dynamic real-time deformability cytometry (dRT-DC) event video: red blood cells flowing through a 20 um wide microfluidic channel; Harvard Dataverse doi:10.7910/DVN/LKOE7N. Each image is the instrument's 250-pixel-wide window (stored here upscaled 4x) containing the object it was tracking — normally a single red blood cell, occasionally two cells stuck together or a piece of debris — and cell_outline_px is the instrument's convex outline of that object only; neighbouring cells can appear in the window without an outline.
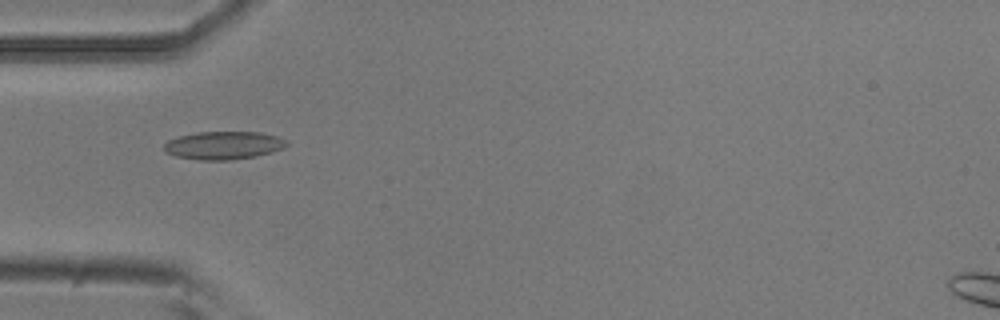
{"species": "common noctule bat (a hibernating species)", "species_latin": "Nyctalus noctula", "temperature_condition": "room temperature", "stored_images_in_passage": 44, "camera_frame_rate_fps": 3000, "um_per_image_px": 0.085, "animal": {"sex": "male", "body_mass_g": 20.5, "forearm_length_mm": 52.5}, "frame": {"image": 1, "passage_image": 7, "time_ms": 2.0, "image_size_px": [1000, 320], "cell_outline_px": [[288, 144], [284, 148], [256, 156], [228, 160], [200, 160], [176, 156], [164, 152], [164, 144], [168, 140], [180, 136], [196, 132], [260, 132], [276, 136], [288, 140]], "centroid_in_image_um": [19.0, 12.35], "position_along_channel_um": 66.0, "area_um2": 20.0}}
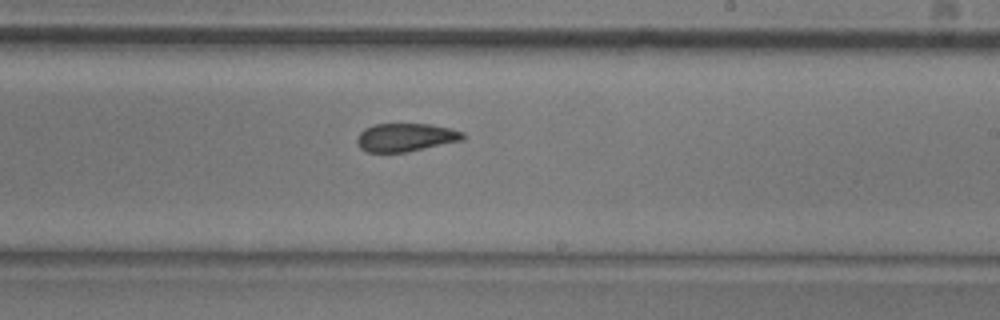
{"frame": {"image": 2, "passage_image": 22, "time_ms": 7.0, "image_size_px": [1000, 320], "cell_outline_px": [[464, 140], [404, 152], [368, 152], [360, 148], [356, 140], [360, 132], [364, 128], [372, 124], [428, 124], [448, 128], [464, 132]], "centroid_in_image_um": [34.45, 11.67], "position_along_channel_um": 254.5, "area_um2": 17.28}}
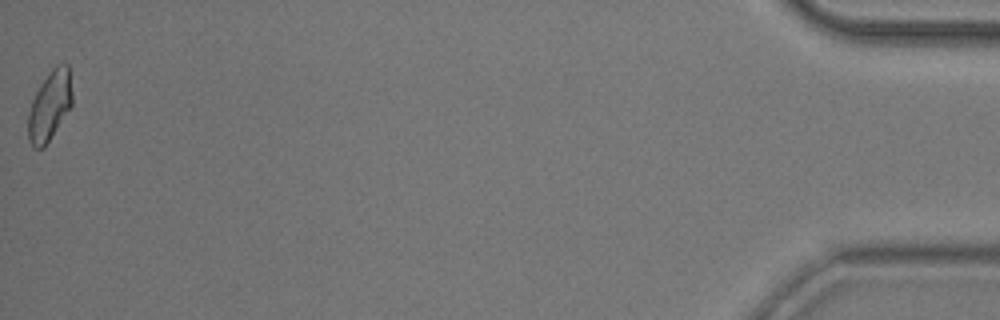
{"frame": {"image": 3, "passage_image": 44, "time_ms": 14.333, "image_size_px": [1000, 320], "cell_outline_px": [[72, 104], [44, 148], [32, 148], [28, 140], [28, 112], [32, 100], [40, 84], [52, 68], [56, 64], [68, 64], [72, 92]], "centroid_in_image_um": [4.21, 8.99], "position_along_channel_um": 431.0, "area_um2": 17.8}, "authors_computed_cell_mechanics": {"area_um2": 17.9758, "velocity_mm_per_s": 3.7627, "shape_relaxation_time_tau1_ms": null, "shape_relaxation_time_tau2_ms": 3.4794, "deformation_change_tau1": null, "deformation_change_tau2": 0.074}}